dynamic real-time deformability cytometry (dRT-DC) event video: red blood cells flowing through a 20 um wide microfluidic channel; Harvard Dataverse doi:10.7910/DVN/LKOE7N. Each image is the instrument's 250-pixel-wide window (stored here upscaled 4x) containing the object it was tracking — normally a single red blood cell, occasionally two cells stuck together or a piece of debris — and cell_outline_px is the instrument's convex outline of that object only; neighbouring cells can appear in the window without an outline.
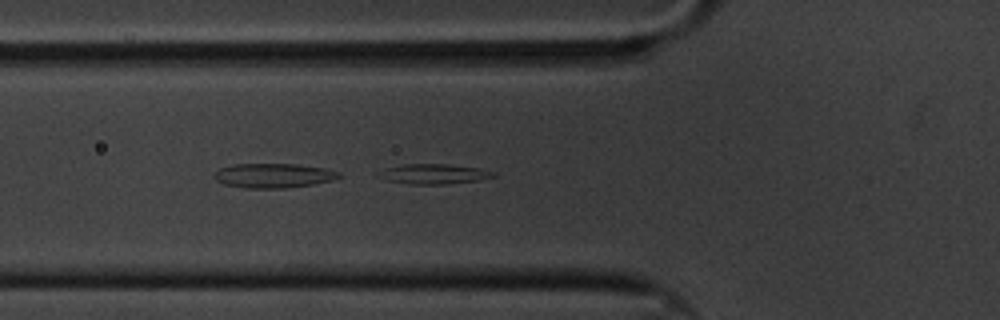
{"species": "common noctule bat (a hibernating species)", "species_latin": "Nyctalus noctula", "temperature_condition": "cold", "stored_images_in_passage": 60, "segment_of_instrument_passage": [2, 2], "camera_frame_rate_fps": 3000, "um_per_image_px": 0.085, "animal": {"sex": "male", "body_mass_g": 20.1, "forearm_length_mm": 53.5}, "frame": {"image": 1, "passage_image": 21, "time_ms": 6.667, "image_size_px": [1000, 320], "cell_outline_px": [[496, 176], [480, 180], [448, 184], [412, 184], [388, 180], [376, 176], [384, 168], [404, 164], [448, 164], [480, 168], [496, 172]], "centroid_in_image_um": [36.92, 14.78], "position_along_channel_um": 88.9, "area_um2": 13.41}}
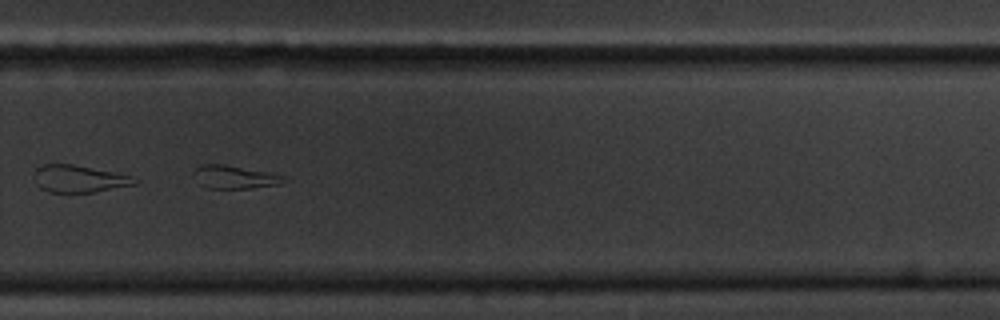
{"frame": {"image": 2, "passage_image": 41, "time_ms": 13.333, "image_size_px": [1000, 320], "cell_outline_px": [[288, 180], [280, 184], [252, 188], [208, 188], [200, 184], [192, 172], [200, 164], [224, 164], [268, 172], [288, 176]], "centroid_in_image_um": [19.98, 15.04], "position_along_channel_um": 309.8, "area_um2": 12.25}}
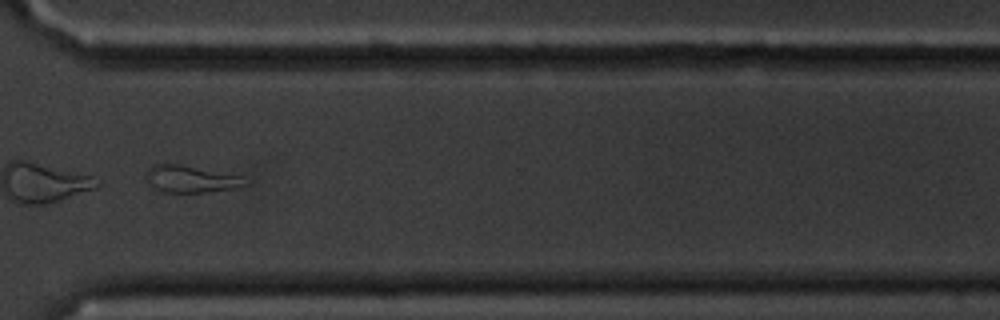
{"frame": {"image": 3, "passage_image": 45, "time_ms": 14.667, "image_size_px": [1000, 320], "cell_outline_px": [[248, 184], [232, 188], [204, 192], [164, 192], [156, 188], [148, 180], [148, 168], [152, 164], [176, 164], [240, 176]], "centroid_in_image_um": [16.19, 15.22], "position_along_channel_um": 354.4, "area_um2": 14.8}}